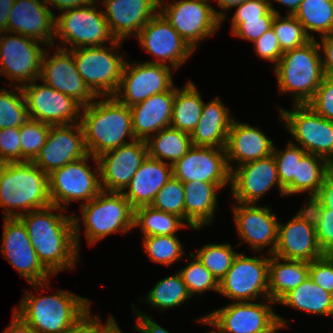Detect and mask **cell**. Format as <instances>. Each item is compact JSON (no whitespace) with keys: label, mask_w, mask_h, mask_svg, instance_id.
<instances>
[{"label":"cell","mask_w":333,"mask_h":333,"mask_svg":"<svg viewBox=\"0 0 333 333\" xmlns=\"http://www.w3.org/2000/svg\"><path fill=\"white\" fill-rule=\"evenodd\" d=\"M63 211L66 210L51 204L19 217L39 261L53 276L64 270H73L79 262L73 214L65 215Z\"/></svg>","instance_id":"cell-1"},{"label":"cell","mask_w":333,"mask_h":333,"mask_svg":"<svg viewBox=\"0 0 333 333\" xmlns=\"http://www.w3.org/2000/svg\"><path fill=\"white\" fill-rule=\"evenodd\" d=\"M81 111L80 124L85 146L88 154L93 157L97 158L136 139L130 107L114 96L96 97L88 106L82 107Z\"/></svg>","instance_id":"cell-2"},{"label":"cell","mask_w":333,"mask_h":333,"mask_svg":"<svg viewBox=\"0 0 333 333\" xmlns=\"http://www.w3.org/2000/svg\"><path fill=\"white\" fill-rule=\"evenodd\" d=\"M50 205L48 174L33 162L0 164V208H3V218H19Z\"/></svg>","instance_id":"cell-3"},{"label":"cell","mask_w":333,"mask_h":333,"mask_svg":"<svg viewBox=\"0 0 333 333\" xmlns=\"http://www.w3.org/2000/svg\"><path fill=\"white\" fill-rule=\"evenodd\" d=\"M18 306L13 311L37 333H58L80 319L90 309L91 300L60 289L51 296L26 290Z\"/></svg>","instance_id":"cell-4"},{"label":"cell","mask_w":333,"mask_h":333,"mask_svg":"<svg viewBox=\"0 0 333 333\" xmlns=\"http://www.w3.org/2000/svg\"><path fill=\"white\" fill-rule=\"evenodd\" d=\"M80 208L82 221L80 217L73 214L75 240L78 250H80L82 224L89 245H95L112 233L120 232L126 234L131 229H134V208L122 192L102 190L89 202L82 203Z\"/></svg>","instance_id":"cell-5"},{"label":"cell","mask_w":333,"mask_h":333,"mask_svg":"<svg viewBox=\"0 0 333 333\" xmlns=\"http://www.w3.org/2000/svg\"><path fill=\"white\" fill-rule=\"evenodd\" d=\"M279 92L290 93L293 104H307L320 86L324 72L318 41L285 51L274 66Z\"/></svg>","instance_id":"cell-6"},{"label":"cell","mask_w":333,"mask_h":333,"mask_svg":"<svg viewBox=\"0 0 333 333\" xmlns=\"http://www.w3.org/2000/svg\"><path fill=\"white\" fill-rule=\"evenodd\" d=\"M121 40L110 46L81 47L70 50L77 71L85 85L96 97L114 96L119 88L126 59L122 53Z\"/></svg>","instance_id":"cell-7"},{"label":"cell","mask_w":333,"mask_h":333,"mask_svg":"<svg viewBox=\"0 0 333 333\" xmlns=\"http://www.w3.org/2000/svg\"><path fill=\"white\" fill-rule=\"evenodd\" d=\"M96 5L74 7L55 16L54 44L59 39L58 47L73 50L114 43L116 38L109 29L104 9L100 10Z\"/></svg>","instance_id":"cell-8"},{"label":"cell","mask_w":333,"mask_h":333,"mask_svg":"<svg viewBox=\"0 0 333 333\" xmlns=\"http://www.w3.org/2000/svg\"><path fill=\"white\" fill-rule=\"evenodd\" d=\"M210 1L175 0L167 4L159 0V12L194 51L202 40L213 37L219 31L227 15L214 9Z\"/></svg>","instance_id":"cell-9"},{"label":"cell","mask_w":333,"mask_h":333,"mask_svg":"<svg viewBox=\"0 0 333 333\" xmlns=\"http://www.w3.org/2000/svg\"><path fill=\"white\" fill-rule=\"evenodd\" d=\"M89 158L95 162L93 170ZM48 182L51 204L65 210L73 201L87 203L102 191L98 161L90 154L52 171Z\"/></svg>","instance_id":"cell-10"},{"label":"cell","mask_w":333,"mask_h":333,"mask_svg":"<svg viewBox=\"0 0 333 333\" xmlns=\"http://www.w3.org/2000/svg\"><path fill=\"white\" fill-rule=\"evenodd\" d=\"M278 107L279 120L297 143L308 153L326 159L333 165V121L316 113L307 104H293V109Z\"/></svg>","instance_id":"cell-11"},{"label":"cell","mask_w":333,"mask_h":333,"mask_svg":"<svg viewBox=\"0 0 333 333\" xmlns=\"http://www.w3.org/2000/svg\"><path fill=\"white\" fill-rule=\"evenodd\" d=\"M3 221L1 254L37 293L50 288L53 275L39 261L23 222L19 218Z\"/></svg>","instance_id":"cell-12"},{"label":"cell","mask_w":333,"mask_h":333,"mask_svg":"<svg viewBox=\"0 0 333 333\" xmlns=\"http://www.w3.org/2000/svg\"><path fill=\"white\" fill-rule=\"evenodd\" d=\"M43 45L21 34L0 32V75L10 80V87H22L39 79L46 49Z\"/></svg>","instance_id":"cell-13"},{"label":"cell","mask_w":333,"mask_h":333,"mask_svg":"<svg viewBox=\"0 0 333 333\" xmlns=\"http://www.w3.org/2000/svg\"><path fill=\"white\" fill-rule=\"evenodd\" d=\"M266 255L250 257L238 253L231 268L219 282V293L234 302L269 298V255Z\"/></svg>","instance_id":"cell-14"},{"label":"cell","mask_w":333,"mask_h":333,"mask_svg":"<svg viewBox=\"0 0 333 333\" xmlns=\"http://www.w3.org/2000/svg\"><path fill=\"white\" fill-rule=\"evenodd\" d=\"M173 68L149 62H125L121 82L114 97L131 107L152 95L171 90Z\"/></svg>","instance_id":"cell-15"},{"label":"cell","mask_w":333,"mask_h":333,"mask_svg":"<svg viewBox=\"0 0 333 333\" xmlns=\"http://www.w3.org/2000/svg\"><path fill=\"white\" fill-rule=\"evenodd\" d=\"M136 38L141 49L155 57V61L149 63L169 66L174 69V73L194 53L160 12L143 26Z\"/></svg>","instance_id":"cell-16"},{"label":"cell","mask_w":333,"mask_h":333,"mask_svg":"<svg viewBox=\"0 0 333 333\" xmlns=\"http://www.w3.org/2000/svg\"><path fill=\"white\" fill-rule=\"evenodd\" d=\"M38 80L21 87L29 118L51 126L79 123L82 106L45 83L38 85Z\"/></svg>","instance_id":"cell-17"},{"label":"cell","mask_w":333,"mask_h":333,"mask_svg":"<svg viewBox=\"0 0 333 333\" xmlns=\"http://www.w3.org/2000/svg\"><path fill=\"white\" fill-rule=\"evenodd\" d=\"M231 195L235 202L254 203L264 198L274 187L285 196L277 174V165L273 154L256 161L232 167L230 175Z\"/></svg>","instance_id":"cell-18"},{"label":"cell","mask_w":333,"mask_h":333,"mask_svg":"<svg viewBox=\"0 0 333 333\" xmlns=\"http://www.w3.org/2000/svg\"><path fill=\"white\" fill-rule=\"evenodd\" d=\"M232 214L237 228V233L243 242L250 245L248 250L262 253L268 247L267 255H273L278 234L276 214L272 213L270 206H258L254 203L234 202Z\"/></svg>","instance_id":"cell-19"},{"label":"cell","mask_w":333,"mask_h":333,"mask_svg":"<svg viewBox=\"0 0 333 333\" xmlns=\"http://www.w3.org/2000/svg\"><path fill=\"white\" fill-rule=\"evenodd\" d=\"M284 223H278L277 244L273 255L309 263L324 256L317 242L313 217L304 206Z\"/></svg>","instance_id":"cell-20"},{"label":"cell","mask_w":333,"mask_h":333,"mask_svg":"<svg viewBox=\"0 0 333 333\" xmlns=\"http://www.w3.org/2000/svg\"><path fill=\"white\" fill-rule=\"evenodd\" d=\"M49 51L48 49L44 51L39 80L73 98L82 107L92 103L96 96L85 85L77 71L72 52L57 47L56 52L50 56Z\"/></svg>","instance_id":"cell-21"},{"label":"cell","mask_w":333,"mask_h":333,"mask_svg":"<svg viewBox=\"0 0 333 333\" xmlns=\"http://www.w3.org/2000/svg\"><path fill=\"white\" fill-rule=\"evenodd\" d=\"M172 167L173 176L182 183L211 182L221 188L230 185L231 171L225 148L193 145Z\"/></svg>","instance_id":"cell-22"},{"label":"cell","mask_w":333,"mask_h":333,"mask_svg":"<svg viewBox=\"0 0 333 333\" xmlns=\"http://www.w3.org/2000/svg\"><path fill=\"white\" fill-rule=\"evenodd\" d=\"M148 155L145 140L135 139L97 157L103 191L123 192Z\"/></svg>","instance_id":"cell-23"},{"label":"cell","mask_w":333,"mask_h":333,"mask_svg":"<svg viewBox=\"0 0 333 333\" xmlns=\"http://www.w3.org/2000/svg\"><path fill=\"white\" fill-rule=\"evenodd\" d=\"M87 155L80 122L50 126L46 142L33 163L49 175L52 171Z\"/></svg>","instance_id":"cell-24"},{"label":"cell","mask_w":333,"mask_h":333,"mask_svg":"<svg viewBox=\"0 0 333 333\" xmlns=\"http://www.w3.org/2000/svg\"><path fill=\"white\" fill-rule=\"evenodd\" d=\"M261 301L233 302L206 315L226 333H259L278 319L272 308L275 302Z\"/></svg>","instance_id":"cell-25"},{"label":"cell","mask_w":333,"mask_h":333,"mask_svg":"<svg viewBox=\"0 0 333 333\" xmlns=\"http://www.w3.org/2000/svg\"><path fill=\"white\" fill-rule=\"evenodd\" d=\"M55 16L45 0H15L7 33L35 39L51 49L55 46Z\"/></svg>","instance_id":"cell-26"},{"label":"cell","mask_w":333,"mask_h":333,"mask_svg":"<svg viewBox=\"0 0 333 333\" xmlns=\"http://www.w3.org/2000/svg\"><path fill=\"white\" fill-rule=\"evenodd\" d=\"M109 29L116 40L137 36L159 12V0H100Z\"/></svg>","instance_id":"cell-27"},{"label":"cell","mask_w":333,"mask_h":333,"mask_svg":"<svg viewBox=\"0 0 333 333\" xmlns=\"http://www.w3.org/2000/svg\"><path fill=\"white\" fill-rule=\"evenodd\" d=\"M274 146L273 141L259 128L234 118L225 147L230 171L233 162L239 166L272 155Z\"/></svg>","instance_id":"cell-28"},{"label":"cell","mask_w":333,"mask_h":333,"mask_svg":"<svg viewBox=\"0 0 333 333\" xmlns=\"http://www.w3.org/2000/svg\"><path fill=\"white\" fill-rule=\"evenodd\" d=\"M174 98L175 86L130 107L136 139L146 141L160 130L170 127Z\"/></svg>","instance_id":"cell-29"},{"label":"cell","mask_w":333,"mask_h":333,"mask_svg":"<svg viewBox=\"0 0 333 333\" xmlns=\"http://www.w3.org/2000/svg\"><path fill=\"white\" fill-rule=\"evenodd\" d=\"M172 177V165L147 155L122 193L134 209L149 206Z\"/></svg>","instance_id":"cell-30"},{"label":"cell","mask_w":333,"mask_h":333,"mask_svg":"<svg viewBox=\"0 0 333 333\" xmlns=\"http://www.w3.org/2000/svg\"><path fill=\"white\" fill-rule=\"evenodd\" d=\"M230 113L219 96L208 103L204 102L201 118L190 135L192 145L225 148L230 126L234 119Z\"/></svg>","instance_id":"cell-31"},{"label":"cell","mask_w":333,"mask_h":333,"mask_svg":"<svg viewBox=\"0 0 333 333\" xmlns=\"http://www.w3.org/2000/svg\"><path fill=\"white\" fill-rule=\"evenodd\" d=\"M185 192V223L195 230L211 225L218 206V184L202 181L183 183Z\"/></svg>","instance_id":"cell-32"},{"label":"cell","mask_w":333,"mask_h":333,"mask_svg":"<svg viewBox=\"0 0 333 333\" xmlns=\"http://www.w3.org/2000/svg\"><path fill=\"white\" fill-rule=\"evenodd\" d=\"M309 277V262L269 255V299L277 302Z\"/></svg>","instance_id":"cell-33"},{"label":"cell","mask_w":333,"mask_h":333,"mask_svg":"<svg viewBox=\"0 0 333 333\" xmlns=\"http://www.w3.org/2000/svg\"><path fill=\"white\" fill-rule=\"evenodd\" d=\"M277 303L309 314L333 316L332 294L317 285L310 277L289 291Z\"/></svg>","instance_id":"cell-34"},{"label":"cell","mask_w":333,"mask_h":333,"mask_svg":"<svg viewBox=\"0 0 333 333\" xmlns=\"http://www.w3.org/2000/svg\"><path fill=\"white\" fill-rule=\"evenodd\" d=\"M332 166L326 159L308 152L297 158L296 179L285 189V196L305 192L308 200L314 198L332 172Z\"/></svg>","instance_id":"cell-35"},{"label":"cell","mask_w":333,"mask_h":333,"mask_svg":"<svg viewBox=\"0 0 333 333\" xmlns=\"http://www.w3.org/2000/svg\"><path fill=\"white\" fill-rule=\"evenodd\" d=\"M203 106L202 96L191 80L183 88L175 86L170 127L191 135L201 118Z\"/></svg>","instance_id":"cell-36"},{"label":"cell","mask_w":333,"mask_h":333,"mask_svg":"<svg viewBox=\"0 0 333 333\" xmlns=\"http://www.w3.org/2000/svg\"><path fill=\"white\" fill-rule=\"evenodd\" d=\"M148 156L173 165L193 146L191 136L167 127L146 140Z\"/></svg>","instance_id":"cell-37"},{"label":"cell","mask_w":333,"mask_h":333,"mask_svg":"<svg viewBox=\"0 0 333 333\" xmlns=\"http://www.w3.org/2000/svg\"><path fill=\"white\" fill-rule=\"evenodd\" d=\"M134 228L140 227L142 237L157 235H176V232L188 226L179 216L157 210L151 205L134 209Z\"/></svg>","instance_id":"cell-38"},{"label":"cell","mask_w":333,"mask_h":333,"mask_svg":"<svg viewBox=\"0 0 333 333\" xmlns=\"http://www.w3.org/2000/svg\"><path fill=\"white\" fill-rule=\"evenodd\" d=\"M294 16L311 39L333 34V0H303Z\"/></svg>","instance_id":"cell-39"},{"label":"cell","mask_w":333,"mask_h":333,"mask_svg":"<svg viewBox=\"0 0 333 333\" xmlns=\"http://www.w3.org/2000/svg\"><path fill=\"white\" fill-rule=\"evenodd\" d=\"M146 299V300H145ZM192 299L179 272L159 280L147 293L143 302L161 312L176 308Z\"/></svg>","instance_id":"cell-40"},{"label":"cell","mask_w":333,"mask_h":333,"mask_svg":"<svg viewBox=\"0 0 333 333\" xmlns=\"http://www.w3.org/2000/svg\"><path fill=\"white\" fill-rule=\"evenodd\" d=\"M142 240L143 249L152 262L171 266L183 260L185 250L177 235L147 236Z\"/></svg>","instance_id":"cell-41"},{"label":"cell","mask_w":333,"mask_h":333,"mask_svg":"<svg viewBox=\"0 0 333 333\" xmlns=\"http://www.w3.org/2000/svg\"><path fill=\"white\" fill-rule=\"evenodd\" d=\"M233 249L229 242L222 244L208 243L197 249L194 255L220 282L239 253Z\"/></svg>","instance_id":"cell-42"},{"label":"cell","mask_w":333,"mask_h":333,"mask_svg":"<svg viewBox=\"0 0 333 333\" xmlns=\"http://www.w3.org/2000/svg\"><path fill=\"white\" fill-rule=\"evenodd\" d=\"M13 88L14 92L0 88V129L20 127L29 119L21 87Z\"/></svg>","instance_id":"cell-43"},{"label":"cell","mask_w":333,"mask_h":333,"mask_svg":"<svg viewBox=\"0 0 333 333\" xmlns=\"http://www.w3.org/2000/svg\"><path fill=\"white\" fill-rule=\"evenodd\" d=\"M190 259L180 273L191 296L202 295L207 291L219 292V281L211 272L196 258L193 252L189 253Z\"/></svg>","instance_id":"cell-44"},{"label":"cell","mask_w":333,"mask_h":333,"mask_svg":"<svg viewBox=\"0 0 333 333\" xmlns=\"http://www.w3.org/2000/svg\"><path fill=\"white\" fill-rule=\"evenodd\" d=\"M272 28L283 52L300 47L311 40L294 15H275Z\"/></svg>","instance_id":"cell-45"},{"label":"cell","mask_w":333,"mask_h":333,"mask_svg":"<svg viewBox=\"0 0 333 333\" xmlns=\"http://www.w3.org/2000/svg\"><path fill=\"white\" fill-rule=\"evenodd\" d=\"M303 205L312 215L318 245L324 255H333V209H326L315 198Z\"/></svg>","instance_id":"cell-46"},{"label":"cell","mask_w":333,"mask_h":333,"mask_svg":"<svg viewBox=\"0 0 333 333\" xmlns=\"http://www.w3.org/2000/svg\"><path fill=\"white\" fill-rule=\"evenodd\" d=\"M49 124L29 118L20 126L22 162H33L46 142Z\"/></svg>","instance_id":"cell-47"},{"label":"cell","mask_w":333,"mask_h":333,"mask_svg":"<svg viewBox=\"0 0 333 333\" xmlns=\"http://www.w3.org/2000/svg\"><path fill=\"white\" fill-rule=\"evenodd\" d=\"M151 206L179 216L185 222V192L183 183L174 176L159 190Z\"/></svg>","instance_id":"cell-48"},{"label":"cell","mask_w":333,"mask_h":333,"mask_svg":"<svg viewBox=\"0 0 333 333\" xmlns=\"http://www.w3.org/2000/svg\"><path fill=\"white\" fill-rule=\"evenodd\" d=\"M284 150L274 146L273 156L277 165V174L281 186L286 189L296 179L297 158H302L307 152L300 146L288 141Z\"/></svg>","instance_id":"cell-49"},{"label":"cell","mask_w":333,"mask_h":333,"mask_svg":"<svg viewBox=\"0 0 333 333\" xmlns=\"http://www.w3.org/2000/svg\"><path fill=\"white\" fill-rule=\"evenodd\" d=\"M275 15H280V13L271 3V10L265 16H262L261 18L245 19V21L238 23L232 29L231 34L235 37L254 43L272 27Z\"/></svg>","instance_id":"cell-50"},{"label":"cell","mask_w":333,"mask_h":333,"mask_svg":"<svg viewBox=\"0 0 333 333\" xmlns=\"http://www.w3.org/2000/svg\"><path fill=\"white\" fill-rule=\"evenodd\" d=\"M22 162L20 127L0 129V164Z\"/></svg>","instance_id":"cell-51"},{"label":"cell","mask_w":333,"mask_h":333,"mask_svg":"<svg viewBox=\"0 0 333 333\" xmlns=\"http://www.w3.org/2000/svg\"><path fill=\"white\" fill-rule=\"evenodd\" d=\"M307 105L320 116L333 121V78L324 76Z\"/></svg>","instance_id":"cell-52"},{"label":"cell","mask_w":333,"mask_h":333,"mask_svg":"<svg viewBox=\"0 0 333 333\" xmlns=\"http://www.w3.org/2000/svg\"><path fill=\"white\" fill-rule=\"evenodd\" d=\"M309 277L324 290L333 294V255H324L309 263Z\"/></svg>","instance_id":"cell-53"},{"label":"cell","mask_w":333,"mask_h":333,"mask_svg":"<svg viewBox=\"0 0 333 333\" xmlns=\"http://www.w3.org/2000/svg\"><path fill=\"white\" fill-rule=\"evenodd\" d=\"M253 44L256 55L263 60L273 62L274 66L279 62L284 53L281 50L278 37L272 27L260 36Z\"/></svg>","instance_id":"cell-54"},{"label":"cell","mask_w":333,"mask_h":333,"mask_svg":"<svg viewBox=\"0 0 333 333\" xmlns=\"http://www.w3.org/2000/svg\"><path fill=\"white\" fill-rule=\"evenodd\" d=\"M231 18V30L245 19L261 18L271 10L270 0H247L237 5Z\"/></svg>","instance_id":"cell-55"},{"label":"cell","mask_w":333,"mask_h":333,"mask_svg":"<svg viewBox=\"0 0 333 333\" xmlns=\"http://www.w3.org/2000/svg\"><path fill=\"white\" fill-rule=\"evenodd\" d=\"M133 312L135 313L136 321L134 330L139 333H170L165 328L161 327L153 318L142 313V311L134 304L131 305Z\"/></svg>","instance_id":"cell-56"},{"label":"cell","mask_w":333,"mask_h":333,"mask_svg":"<svg viewBox=\"0 0 333 333\" xmlns=\"http://www.w3.org/2000/svg\"><path fill=\"white\" fill-rule=\"evenodd\" d=\"M320 39L321 42L318 44L322 56L324 76L333 78V34L322 36Z\"/></svg>","instance_id":"cell-57"},{"label":"cell","mask_w":333,"mask_h":333,"mask_svg":"<svg viewBox=\"0 0 333 333\" xmlns=\"http://www.w3.org/2000/svg\"><path fill=\"white\" fill-rule=\"evenodd\" d=\"M96 315L92 316L90 309L73 325L58 333H95Z\"/></svg>","instance_id":"cell-58"},{"label":"cell","mask_w":333,"mask_h":333,"mask_svg":"<svg viewBox=\"0 0 333 333\" xmlns=\"http://www.w3.org/2000/svg\"><path fill=\"white\" fill-rule=\"evenodd\" d=\"M314 198L326 209H333V171L325 178Z\"/></svg>","instance_id":"cell-59"},{"label":"cell","mask_w":333,"mask_h":333,"mask_svg":"<svg viewBox=\"0 0 333 333\" xmlns=\"http://www.w3.org/2000/svg\"><path fill=\"white\" fill-rule=\"evenodd\" d=\"M97 1L99 0H45L47 5L51 6V8H56V10L58 9L59 13L74 7L86 6L88 4H97Z\"/></svg>","instance_id":"cell-60"},{"label":"cell","mask_w":333,"mask_h":333,"mask_svg":"<svg viewBox=\"0 0 333 333\" xmlns=\"http://www.w3.org/2000/svg\"><path fill=\"white\" fill-rule=\"evenodd\" d=\"M1 333H37L29 324H27L14 311L12 313V321Z\"/></svg>","instance_id":"cell-61"},{"label":"cell","mask_w":333,"mask_h":333,"mask_svg":"<svg viewBox=\"0 0 333 333\" xmlns=\"http://www.w3.org/2000/svg\"><path fill=\"white\" fill-rule=\"evenodd\" d=\"M106 323H102L99 316H96V332L95 333H122L120 327L111 315L106 319Z\"/></svg>","instance_id":"cell-62"},{"label":"cell","mask_w":333,"mask_h":333,"mask_svg":"<svg viewBox=\"0 0 333 333\" xmlns=\"http://www.w3.org/2000/svg\"><path fill=\"white\" fill-rule=\"evenodd\" d=\"M15 0H0V32H7L8 19Z\"/></svg>","instance_id":"cell-63"},{"label":"cell","mask_w":333,"mask_h":333,"mask_svg":"<svg viewBox=\"0 0 333 333\" xmlns=\"http://www.w3.org/2000/svg\"><path fill=\"white\" fill-rule=\"evenodd\" d=\"M272 2H278L279 5H283L284 7L288 8L287 15H294L298 10L300 3L303 0H270Z\"/></svg>","instance_id":"cell-64"},{"label":"cell","mask_w":333,"mask_h":333,"mask_svg":"<svg viewBox=\"0 0 333 333\" xmlns=\"http://www.w3.org/2000/svg\"><path fill=\"white\" fill-rule=\"evenodd\" d=\"M278 319L270 325L267 329L259 332V333H278V330L284 329L285 327H289L287 324V319L277 315Z\"/></svg>","instance_id":"cell-65"},{"label":"cell","mask_w":333,"mask_h":333,"mask_svg":"<svg viewBox=\"0 0 333 333\" xmlns=\"http://www.w3.org/2000/svg\"><path fill=\"white\" fill-rule=\"evenodd\" d=\"M247 0H217L218 6L225 11L234 9L237 5L245 2Z\"/></svg>","instance_id":"cell-66"},{"label":"cell","mask_w":333,"mask_h":333,"mask_svg":"<svg viewBox=\"0 0 333 333\" xmlns=\"http://www.w3.org/2000/svg\"><path fill=\"white\" fill-rule=\"evenodd\" d=\"M199 320V321H198ZM196 320V322H200V323H203V324H206V325H209V326H212V328L214 327L215 328V331L214 329H212V331H209L207 333H226L224 332L220 327H218L207 315L205 316H202L200 319Z\"/></svg>","instance_id":"cell-67"}]
</instances>
